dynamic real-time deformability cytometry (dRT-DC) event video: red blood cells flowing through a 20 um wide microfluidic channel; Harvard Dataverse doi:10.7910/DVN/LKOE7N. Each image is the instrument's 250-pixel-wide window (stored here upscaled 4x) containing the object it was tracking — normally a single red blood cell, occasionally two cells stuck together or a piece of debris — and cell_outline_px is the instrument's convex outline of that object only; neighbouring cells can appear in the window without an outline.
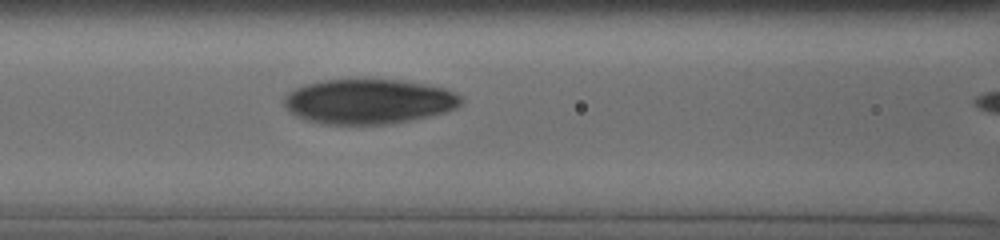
{"species": "human", "species_latin": "Homo sapiens", "temperature_condition": "cold", "stored_images_in_passage": 6, "segment_of_instrument_passage": [1, 2], "camera_frame_rate_fps": 3000, "um_per_image_px": 0.085, "donor": {"sex": "male"}, "frame": {"image": 1, "passage_image": 5, "time_ms": 2.667, "image_size_px": [1000, 240], "cell_outline_px": [[460, 104], [456, 108], [444, 112], [428, 116], [388, 124], [324, 124], [308, 120], [296, 116], [284, 104], [284, 96], [288, 92], [296, 88], [308, 84], [324, 80], [400, 80], [424, 84], [444, 88], [460, 96]], "centroid_in_image_um": [31.32, 8.63], "position_along_channel_um": 135.3, "area_um2": 45.6}}